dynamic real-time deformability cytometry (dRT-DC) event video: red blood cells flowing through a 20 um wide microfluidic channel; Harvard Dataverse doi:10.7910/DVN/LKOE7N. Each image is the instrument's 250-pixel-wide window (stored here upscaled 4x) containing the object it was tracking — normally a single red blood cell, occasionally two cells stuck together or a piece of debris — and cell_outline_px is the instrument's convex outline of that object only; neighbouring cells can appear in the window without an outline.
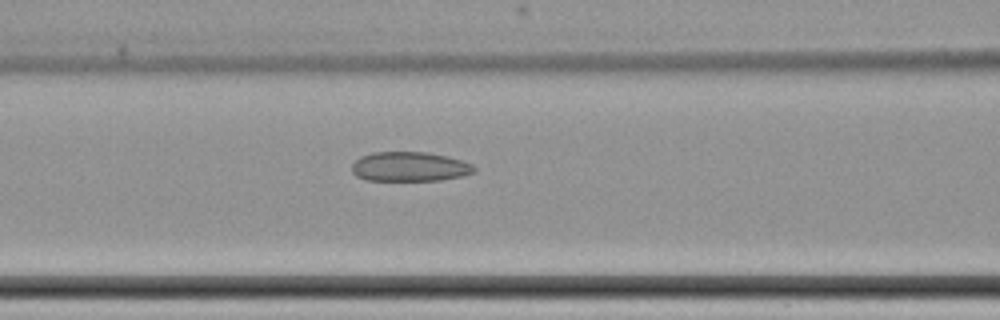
{"species": "common noctule bat (a hibernating species)", "species_latin": "Nyctalus noctula", "temperature_condition": "cold", "stored_images_in_passage": 6, "camera_frame_rate_fps": 3000, "um_per_image_px": 0.085, "animal": {"sex": "female", "body_mass_g": 22.7, "forearm_length_mm": 54.2}, "frame": {"image": 1, "passage_image": 6, "time_ms": 6.667, "image_size_px": [1000, 320], "cell_outline_px": [[476, 172], [464, 176], [440, 180], [368, 180], [356, 176], [352, 172], [352, 164], [360, 156], [372, 152], [428, 152], [448, 156], [472, 164], [476, 168]], "centroid_in_image_um": [34.84, 14.16], "position_along_channel_um": 131.8, "area_um2": 21.15}}